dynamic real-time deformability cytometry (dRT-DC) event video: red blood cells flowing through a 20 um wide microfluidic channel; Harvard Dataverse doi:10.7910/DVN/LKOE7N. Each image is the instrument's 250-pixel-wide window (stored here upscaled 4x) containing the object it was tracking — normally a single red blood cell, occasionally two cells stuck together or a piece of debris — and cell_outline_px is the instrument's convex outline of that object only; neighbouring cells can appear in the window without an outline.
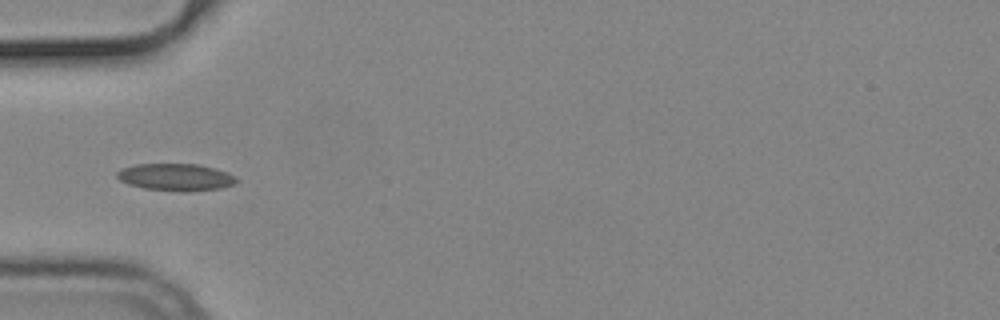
{"species": "common noctule bat (a hibernating species)", "species_latin": "Nyctalus noctula", "temperature_condition": "cold", "stored_images_in_passage": 4, "camera_frame_rate_fps": 3000, "um_per_image_px": 0.085, "animal": {"sex": "male", "body_mass_g": 19.2, "forearm_length_mm": 51.8}, "frame": {"image": 1, "passage_image": 1, "time_ms": 0.0, "image_size_px": [1000, 320], "cell_outline_px": [[240, 180], [236, 184], [220, 188], [188, 192], [144, 188], [128, 184], [120, 180], [116, 176], [116, 172], [120, 168], [136, 164], [196, 164], [228, 172], [236, 176]], "centroid_in_image_um": [14.96, 15.06], "position_along_channel_um": 70.0, "area_um2": 19.02}}